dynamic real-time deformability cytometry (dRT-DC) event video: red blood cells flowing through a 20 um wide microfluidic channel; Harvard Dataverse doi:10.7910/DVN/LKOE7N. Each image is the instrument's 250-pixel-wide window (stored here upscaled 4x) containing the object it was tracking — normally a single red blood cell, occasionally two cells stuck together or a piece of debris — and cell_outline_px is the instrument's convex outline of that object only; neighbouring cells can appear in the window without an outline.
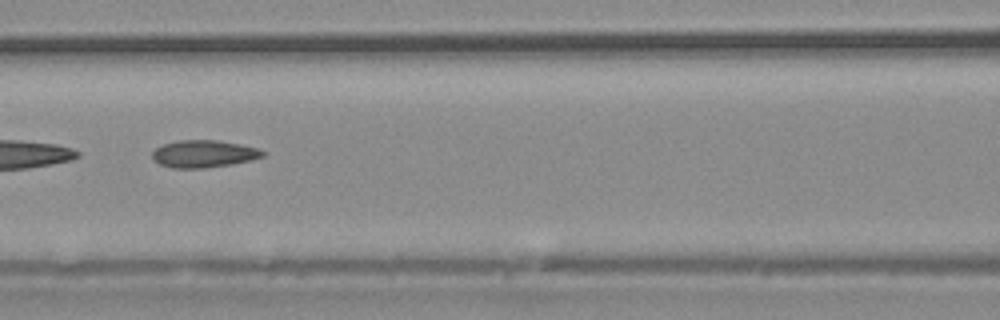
{"species": "common noctule bat (a hibernating species)", "species_latin": "Nyctalus noctula", "temperature_condition": "warm", "stored_images_in_passage": 33, "camera_frame_rate_fps": 3000, "um_per_image_px": 0.085, "animal": {"sex": "male", "body_mass_g": 20.4}, "frame": {"image": 1, "passage_image": 15, "time_ms": 4.667, "image_size_px": [1000, 320], "cell_outline_px": [[264, 156], [252, 160], [232, 164], [204, 168], [172, 168], [160, 164], [152, 160], [152, 152], [156, 148], [164, 144], [180, 140], [216, 140], [240, 144], [256, 148], [264, 152]], "centroid_in_image_um": [17.29, 13.08], "position_along_channel_um": 149.3, "area_um2": 17.51}}